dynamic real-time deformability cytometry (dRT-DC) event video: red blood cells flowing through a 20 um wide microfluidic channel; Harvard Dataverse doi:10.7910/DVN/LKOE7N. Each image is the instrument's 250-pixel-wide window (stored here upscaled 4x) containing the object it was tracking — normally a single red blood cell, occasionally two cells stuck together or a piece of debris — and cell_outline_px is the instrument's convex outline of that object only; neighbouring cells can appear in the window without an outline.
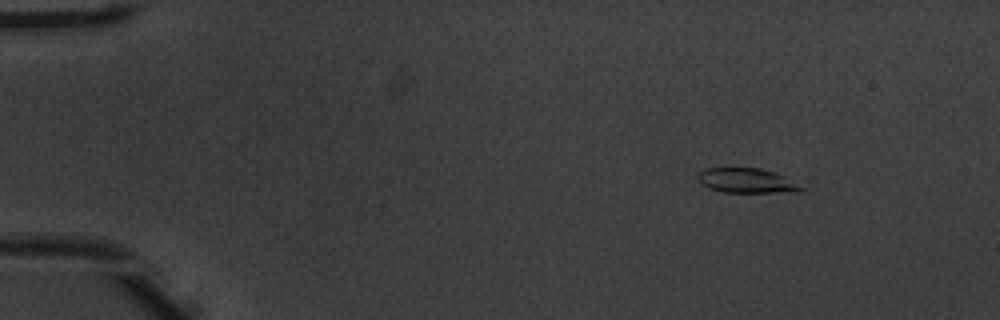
{"species": "common noctule bat (a hibernating species)", "species_latin": "Nyctalus noctula", "temperature_condition": "warm", "stored_images_in_passage": 46, "camera_frame_rate_fps": 3000, "um_per_image_px": 0.085, "animal": {"sex": "male", "body_mass_g": 20.1, "forearm_length_mm": 53.5}, "frame": {"image": 1, "passage_image": 1, "time_ms": 0.0, "image_size_px": [1000, 320], "cell_outline_px": [[804, 188], [796, 192], [724, 192], [708, 188], [700, 184], [696, 176], [700, 172], [708, 168], [760, 168], [776, 172], [784, 176]], "centroid_in_image_um": [63.43, 15.35], "position_along_channel_um": 21.6, "area_um2": 14.8}}
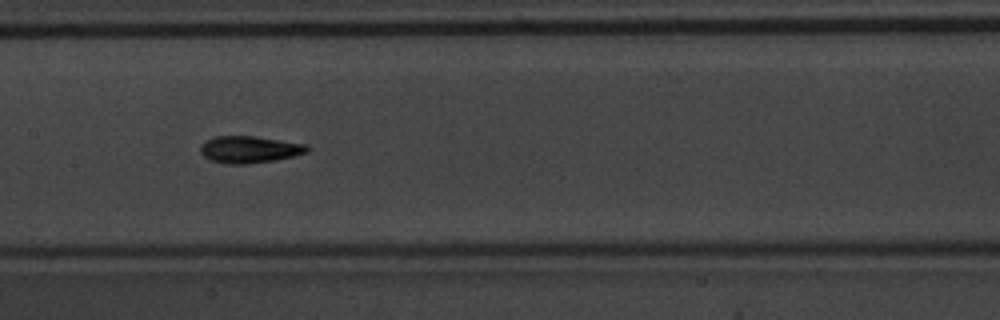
{"frame": {"image": 2, "passage_image": 21, "time_ms": 6.667, "image_size_px": [1000, 320], "cell_outline_px": [[312, 148], [308, 152], [276, 160], [248, 164], [228, 164], [212, 160], [204, 156], [200, 152], [200, 144], [204, 140], [216, 136], [256, 136], [308, 144]], "centroid_in_image_um": [21.23, 12.69], "position_along_channel_um": 186.2, "area_um2": 16.99}}
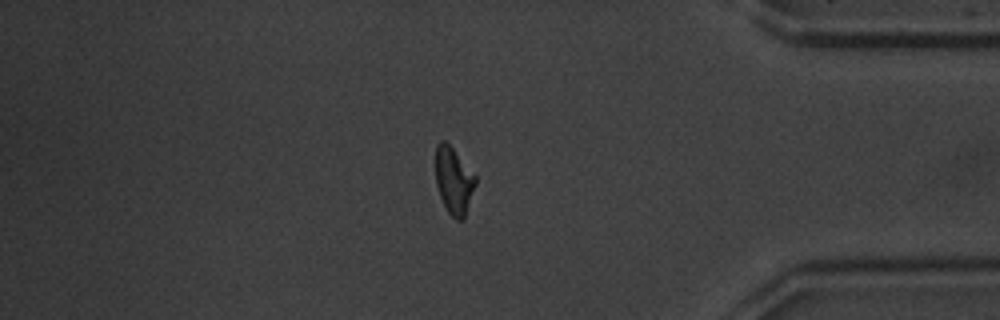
{"frame": {"image": 3, "passage_image": 39, "time_ms": 12.667, "image_size_px": [1000, 320], "cell_outline_px": [[476, 184], [464, 220], [456, 220], [448, 212], [440, 196], [436, 184], [436, 144], [440, 140], [444, 140], [452, 148], [476, 176]], "centroid_in_image_um": [38.57, 15.37], "position_along_channel_um": 396.6, "area_um2": 15.43}, "authors_computed_cell_mechanics": {"area_um2": 15.6349, "velocity_mm_per_s": 3.9302, "shape_relaxation_time_tau1_ms": 3.1275, "shape_relaxation_time_tau2_ms": 2.5837, "deformation_change_tau1": 0.1694, "deformation_change_tau2": 0.1054}}